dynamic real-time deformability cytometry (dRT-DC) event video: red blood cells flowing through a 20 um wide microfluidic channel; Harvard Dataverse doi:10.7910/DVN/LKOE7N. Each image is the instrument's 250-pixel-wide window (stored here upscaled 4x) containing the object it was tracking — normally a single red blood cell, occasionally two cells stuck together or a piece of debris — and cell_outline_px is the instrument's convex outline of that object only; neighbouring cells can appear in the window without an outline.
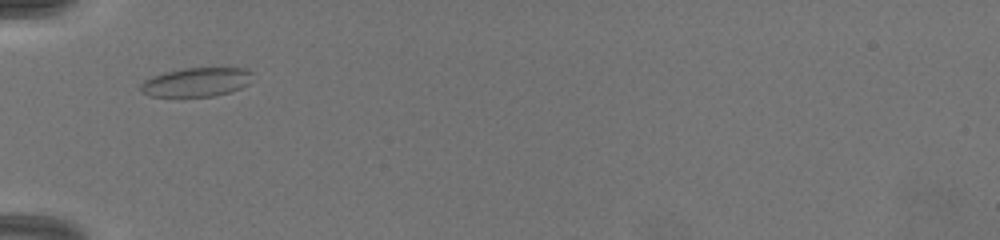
{"species": "common noctule bat (a hibernating species)", "species_latin": "Nyctalus noctula", "temperature_condition": "warm", "stored_images_in_passage": 23, "camera_frame_rate_fps": 3000, "um_per_image_px": 0.085, "animal": {"sex": "female", "body_mass_g": 19.5, "forearm_length_mm": 54.1}, "frame": {"image": 1, "passage_image": 1, "time_ms": 0.0, "image_size_px": [1000, 240], "cell_outline_px": [[252, 72], [248, 84], [240, 88], [228, 92], [212, 96], [152, 96], [144, 92], [140, 88], [140, 84], [144, 80], [152, 76], [184, 68], [244, 68]], "centroid_in_image_um": [16.69, 6.97], "position_along_channel_um": 68.3, "area_um2": 18.5}}
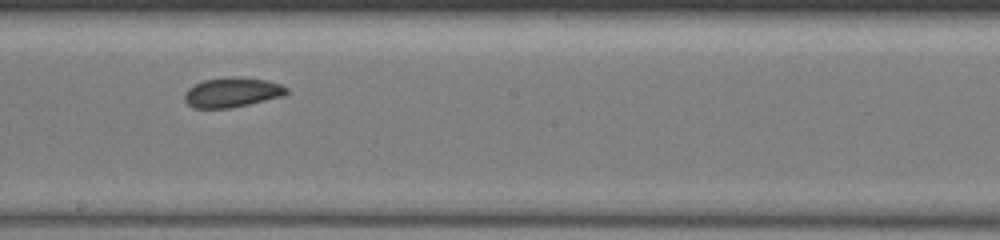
{"frame": {"image": 2, "passage_image": 10, "time_ms": 4.0, "image_size_px": [1000, 240], "cell_outline_px": [[288, 92], [284, 96], [248, 104], [228, 108], [192, 108], [184, 100], [184, 92], [188, 88], [204, 80], [232, 76], [236, 76], [268, 80], [280, 84], [288, 88]], "centroid_in_image_um": [19.73, 7.84], "position_along_channel_um": 228.5, "area_um2": 17.74}}
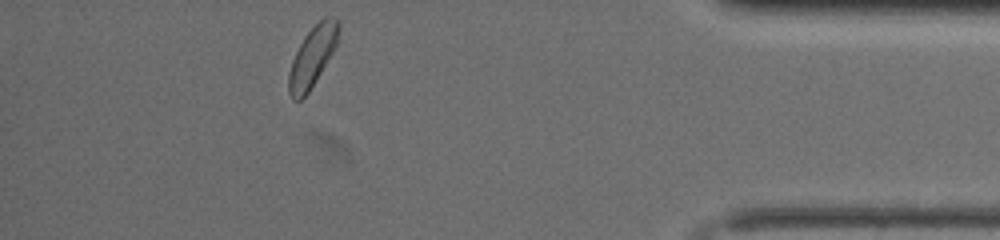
{"frame": {"image": 3, "passage_image": 20, "time_ms": 9.333, "image_size_px": [1000, 240], "cell_outline_px": [[340, 28], [336, 44], [332, 52], [308, 92], [300, 100], [292, 100], [288, 92], [288, 76], [292, 60], [304, 36], [324, 16], [328, 16], [336, 20], [340, 24]], "centroid_in_image_um": [26.53, 4.81], "position_along_channel_um": 408.7, "area_um2": 16.99}, "authors_computed_cell_mechanics": {"area_um2": 17.5134, "velocity_mm_per_s": 4.099, "shape_relaxation_time_tau1_ms": 2.4619, "shape_relaxation_time_tau2_ms": null, "deformation_change_tau1": 0.0532, "deformation_change_tau2": null}}